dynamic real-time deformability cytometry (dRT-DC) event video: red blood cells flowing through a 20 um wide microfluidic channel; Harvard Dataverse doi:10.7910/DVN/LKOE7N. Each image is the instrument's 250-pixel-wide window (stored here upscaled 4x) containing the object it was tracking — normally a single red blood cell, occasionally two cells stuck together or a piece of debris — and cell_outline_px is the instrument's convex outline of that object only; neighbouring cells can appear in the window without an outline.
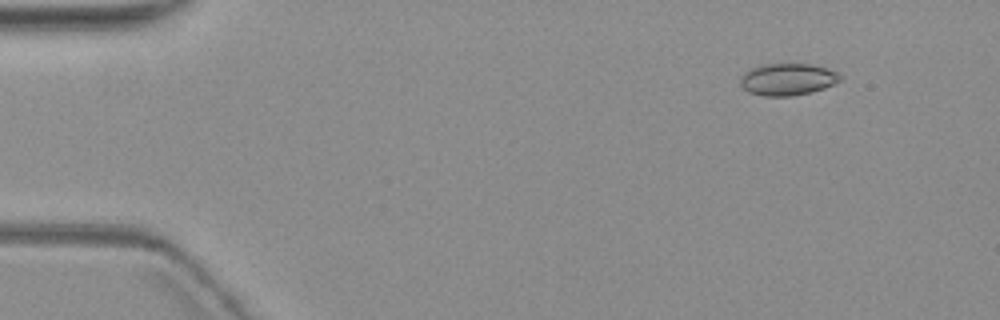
{"species": "common noctule bat (a hibernating species)", "species_latin": "Nyctalus noctula", "temperature_condition": "warm", "stored_images_in_passage": 5, "camera_frame_rate_fps": 3000, "um_per_image_px": 0.085, "animal": {"sex": "female", "body_mass_g": 19.3, "forearm_length_mm": 54.1}, "frame": {"image": 1, "passage_image": 2, "time_ms": 2.0, "image_size_px": [1000, 320], "cell_outline_px": [[840, 80], [824, 88], [812, 92], [792, 96], [764, 96], [748, 92], [740, 84], [740, 76], [744, 72], [752, 68], [764, 64], [808, 64], [828, 68], [836, 72], [840, 76]], "centroid_in_image_um": [66.91, 6.75], "position_along_channel_um": 18.1, "area_um2": 18.5}}
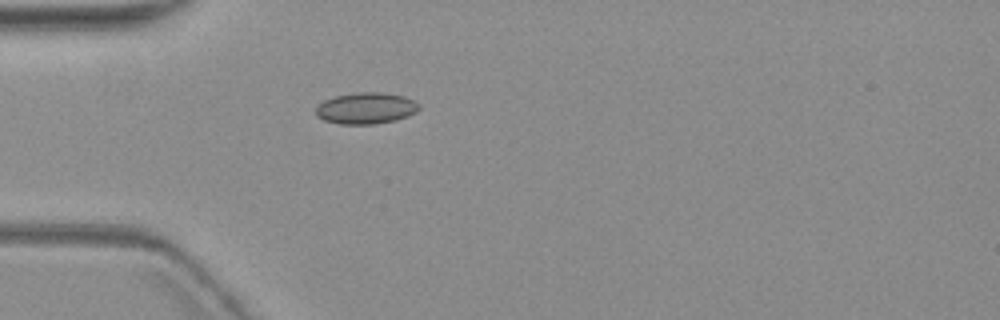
{"frame": {"image": 2, "passage_image": 5, "time_ms": 5.667, "image_size_px": [1000, 320], "cell_outline_px": [[420, 108], [416, 112], [408, 116], [396, 120], [376, 124], [340, 124], [324, 120], [316, 116], [316, 108], [324, 100], [336, 96], [356, 92], [380, 92], [404, 96], [420, 104]], "centroid_in_image_um": [31.12, 9.2], "position_along_channel_um": 53.9, "area_um2": 18.9}}